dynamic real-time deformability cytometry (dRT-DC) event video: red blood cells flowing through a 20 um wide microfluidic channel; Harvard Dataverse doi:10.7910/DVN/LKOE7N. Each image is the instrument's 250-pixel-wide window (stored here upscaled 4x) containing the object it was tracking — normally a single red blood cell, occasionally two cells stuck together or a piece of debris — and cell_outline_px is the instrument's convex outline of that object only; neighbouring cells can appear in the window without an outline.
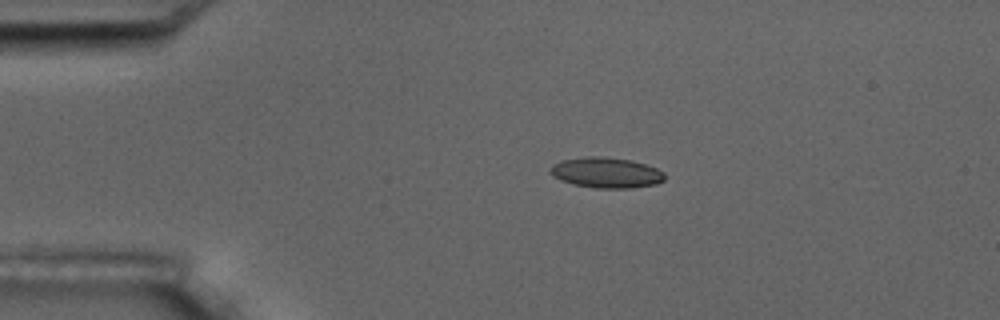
{"species": "common noctule bat (a hibernating species)", "species_latin": "Nyctalus noctula", "temperature_condition": "room temperature", "stored_images_in_passage": 3, "camera_frame_rate_fps": 3000, "um_per_image_px": 0.085, "animal": {"sex": "male", "body_mass_g": 17.5, "forearm_length_mm": 52.3}, "frame": {"image": 1, "passage_image": 1, "time_ms": 0.0, "image_size_px": [1000, 320], "cell_outline_px": [[664, 180], [656, 184], [632, 188], [596, 188], [572, 184], [560, 180], [552, 176], [548, 172], [548, 168], [552, 164], [564, 160], [588, 156], [604, 156], [632, 160], [656, 168], [664, 172]], "centroid_in_image_um": [51.49, 14.67], "position_along_channel_um": 33.5, "area_um2": 20.52}}
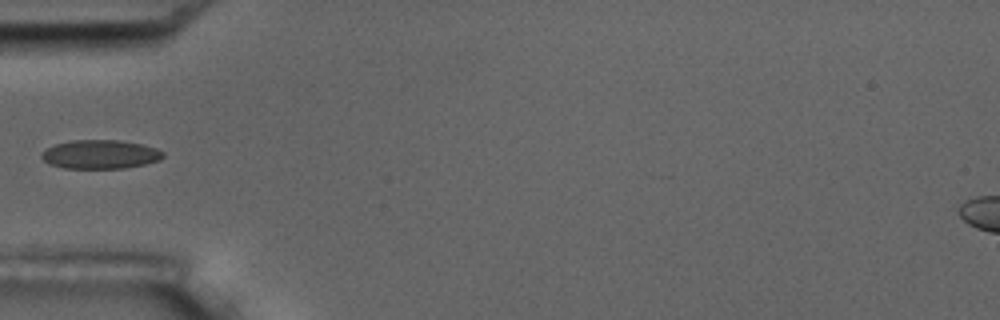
{"frame": {"image": 2, "passage_image": 3, "time_ms": 2.333, "image_size_px": [1000, 320], "cell_outline_px": [[164, 156], [160, 160], [144, 164], [124, 168], [64, 168], [52, 164], [44, 160], [40, 156], [48, 148], [56, 144], [72, 140], [120, 140], [140, 144], [156, 148], [164, 152]], "centroid_in_image_um": [8.56, 13.12], "position_along_channel_um": 76.4, "area_um2": 20.17}}